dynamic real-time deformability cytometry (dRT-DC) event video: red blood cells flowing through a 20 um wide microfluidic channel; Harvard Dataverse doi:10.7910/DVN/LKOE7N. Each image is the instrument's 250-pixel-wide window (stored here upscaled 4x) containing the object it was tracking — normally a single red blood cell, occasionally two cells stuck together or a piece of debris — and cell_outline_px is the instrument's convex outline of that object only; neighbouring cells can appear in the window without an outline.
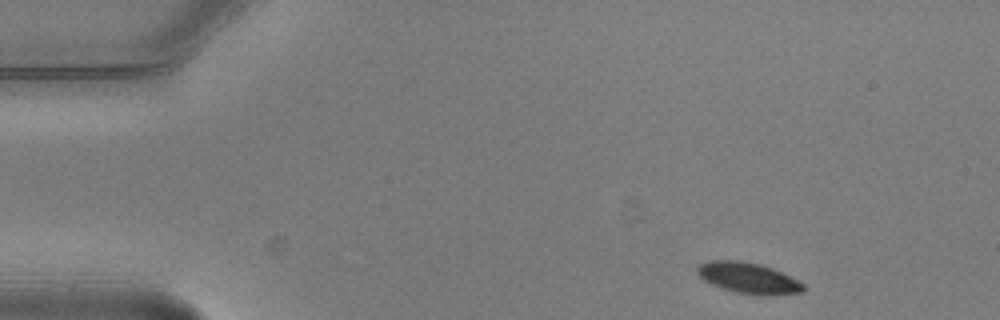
{"species": "common noctule bat (a hibernating species)", "species_latin": "Nyctalus noctula", "temperature_condition": "warm", "stored_images_in_passage": 4, "camera_frame_rate_fps": 3000, "um_per_image_px": 0.085, "animal": {"sex": "male", "body_mass_g": 20.5, "forearm_length_mm": 52.5}, "frame": {"image": 1, "passage_image": 1, "time_ms": 0.0, "image_size_px": [1000, 320], "cell_outline_px": [[804, 288], [800, 292], [760, 296], [736, 292], [712, 284], [704, 280], [696, 272], [696, 268], [700, 264], [712, 260], [740, 260], [760, 264], [772, 268], [804, 284]], "centroid_in_image_um": [63.57, 23.62], "position_along_channel_um": 21.4, "area_um2": 18.79}}
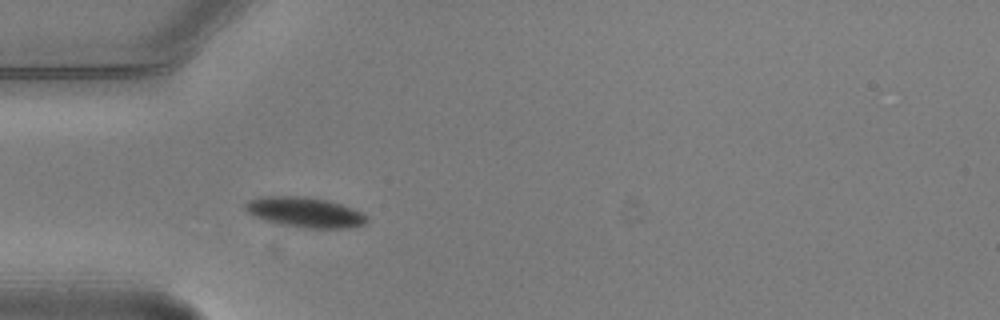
{"frame": {"image": 2, "passage_image": 4, "time_ms": 1.0, "image_size_px": [1000, 320], "cell_outline_px": [[368, 220], [364, 224], [348, 228], [304, 228], [280, 224], [256, 216], [248, 212], [244, 208], [244, 204], [248, 200], [260, 196], [304, 196], [328, 200], [352, 208], [368, 216]], "centroid_in_image_um": [25.92, 18.03], "position_along_channel_um": 59.1, "area_um2": 21.27}}